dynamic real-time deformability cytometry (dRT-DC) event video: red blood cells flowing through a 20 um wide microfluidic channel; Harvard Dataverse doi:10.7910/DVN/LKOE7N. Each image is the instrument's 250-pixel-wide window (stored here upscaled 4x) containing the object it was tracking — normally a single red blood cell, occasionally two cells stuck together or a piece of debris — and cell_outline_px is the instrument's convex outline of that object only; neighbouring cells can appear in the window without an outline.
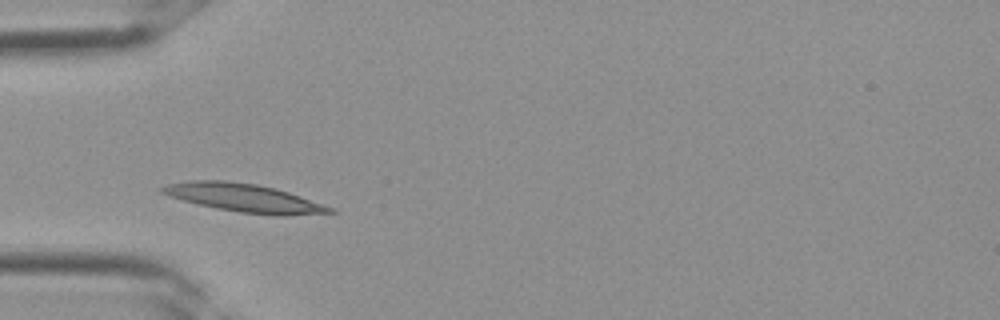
{"species": "Egyptian fruit bat (a non-hibernating species)", "species_latin": "Rousettus aegyptiacus", "temperature_condition": "room temperature", "stored_images_in_passage": 2, "camera_frame_rate_fps": 3000, "um_per_image_px": 0.085, "frame": {"image": 1, "passage_image": 2, "time_ms": 0.333, "image_size_px": [1000, 320], "cell_outline_px": [[336, 212], [284, 216], [280, 216], [240, 212], [216, 208], [184, 200], [160, 192], [160, 188], [168, 184], [188, 180], [224, 180], [256, 184], [288, 192], [336, 208]], "centroid_in_image_um": [20.79, 16.82], "position_along_channel_um": 64.2, "area_um2": 27.28}}